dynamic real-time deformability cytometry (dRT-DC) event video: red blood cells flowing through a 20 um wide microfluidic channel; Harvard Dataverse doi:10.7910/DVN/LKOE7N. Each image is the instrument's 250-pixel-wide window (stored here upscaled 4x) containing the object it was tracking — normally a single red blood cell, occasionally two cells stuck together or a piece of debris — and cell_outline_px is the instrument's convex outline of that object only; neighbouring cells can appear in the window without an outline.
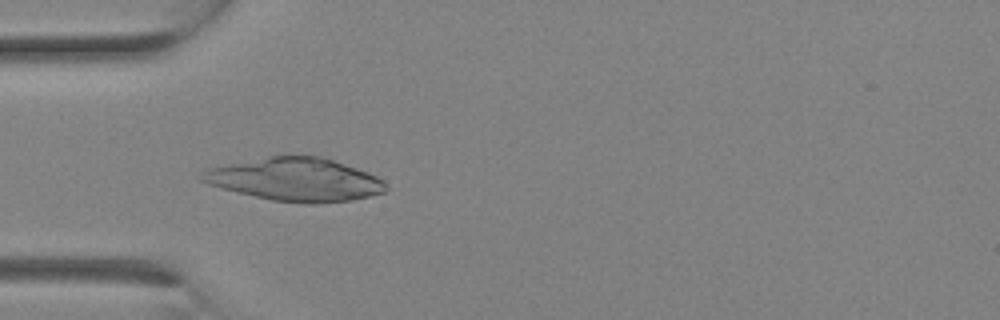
{"species": "Egyptian fruit bat (a non-hibernating species)", "species_latin": "Rousettus aegyptiacus", "temperature_condition": "room temperature", "stored_images_in_passage": 11, "camera_frame_rate_fps": 3000, "um_per_image_px": 0.085, "animal": {"sex": "female"}, "frame": {"image": 1, "passage_image": 8, "time_ms": 2.333, "image_size_px": [1000, 320], "cell_outline_px": [[388, 188], [384, 192], [352, 200], [316, 204], [304, 204], [272, 200], [236, 192], [220, 188], [208, 184], [200, 180], [196, 176], [204, 168], [268, 156], [320, 156], [368, 172], [384, 180]], "centroid_in_image_um": [25.04, 15.26], "position_along_channel_um": 60.0, "area_um2": 46.47}}
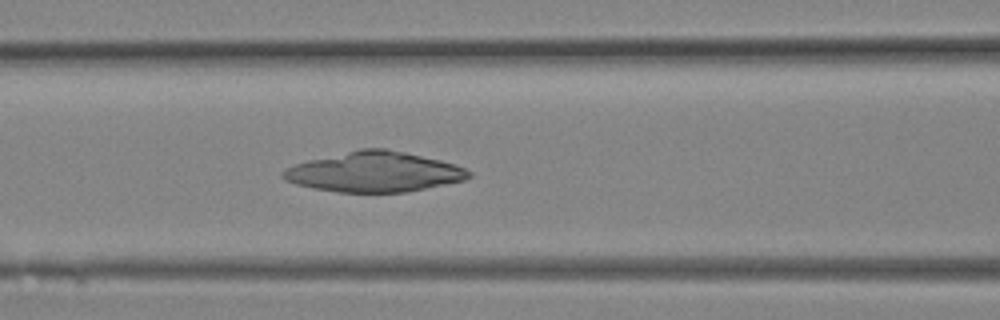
{"frame": {"image": 2, "passage_image": 11, "time_ms": 3.333, "image_size_px": [1000, 320], "cell_outline_px": [[472, 176], [464, 180], [404, 192], [340, 192], [312, 188], [296, 184], [284, 180], [280, 176], [280, 172], [296, 164], [308, 160], [360, 148], [384, 148], [404, 152], [440, 160], [456, 164], [472, 172]], "centroid_in_image_um": [31.79, 14.61], "position_along_channel_um": 134.8, "area_um2": 43.18}}